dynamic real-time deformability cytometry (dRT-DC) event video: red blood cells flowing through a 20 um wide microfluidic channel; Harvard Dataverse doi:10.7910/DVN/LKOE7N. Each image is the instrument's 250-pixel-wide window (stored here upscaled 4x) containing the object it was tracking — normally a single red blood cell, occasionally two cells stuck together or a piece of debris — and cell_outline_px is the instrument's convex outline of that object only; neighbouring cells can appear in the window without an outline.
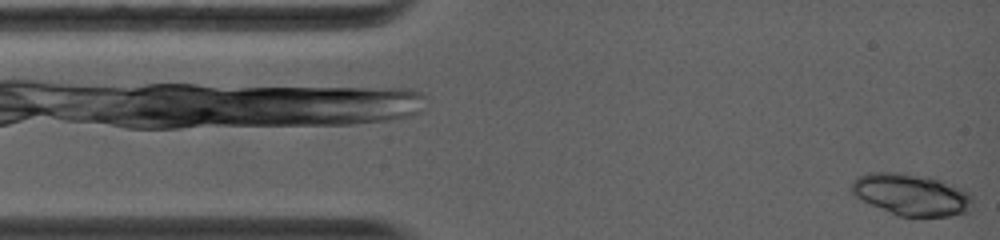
{"species": "common noctule bat (a hibernating species)", "species_latin": "Nyctalus noctula", "temperature_condition": "warm", "stored_images_in_passage": 6, "camera_frame_rate_fps": 5000, "um_per_image_px": 0.085, "animal": {"sex": "female", "body_mass_g": 19.0, "forearm_length_mm": 56.7}, "frame": {"image": 1, "passage_image": 1, "time_ms": 0.0, "image_size_px": [1000, 240], "cell_outline_px": [[972, 212], [952, 216], [900, 216], [872, 204], [856, 196], [852, 192], [852, 180], [860, 176], [876, 172], [892, 172], [940, 180], [964, 188], [972, 196]], "centroid_in_image_um": [77.55, 16.56], "position_along_channel_um": 7.4, "area_um2": 28.96}}